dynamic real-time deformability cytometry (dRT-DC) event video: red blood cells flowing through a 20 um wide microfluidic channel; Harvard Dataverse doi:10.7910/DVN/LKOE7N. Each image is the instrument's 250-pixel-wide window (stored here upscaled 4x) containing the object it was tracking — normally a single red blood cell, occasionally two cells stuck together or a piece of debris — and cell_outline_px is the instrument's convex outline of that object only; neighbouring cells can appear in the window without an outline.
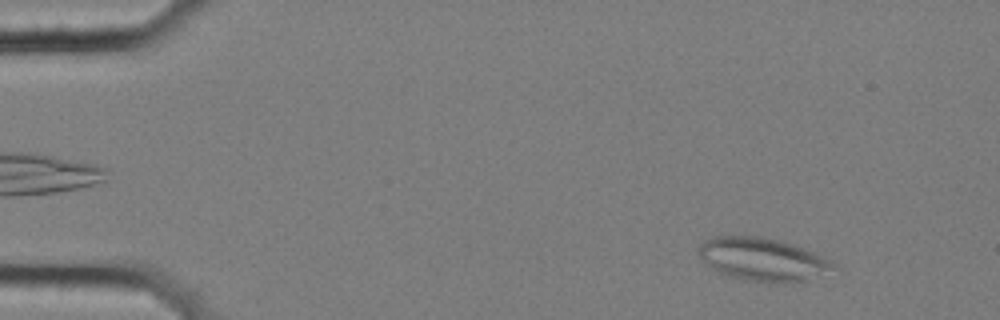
{"species": "common noctule bat (a hibernating species)", "species_latin": "Nyctalus noctula", "temperature_condition": "cold", "stored_images_in_passage": 6, "camera_frame_rate_fps": 3000, "um_per_image_px": 0.085, "animal": {"sex": "female", "body_mass_g": 25.1}, "frame": {"image": 1, "passage_image": 6, "time_ms": 1.667, "image_size_px": [1000, 320], "cell_outline_px": [[840, 272], [792, 284], [768, 284], [728, 276], [712, 268], [696, 252], [696, 248], [704, 240], [712, 236], [760, 236], [780, 240], [796, 244], [832, 260], [840, 268]], "centroid_in_image_um": [64.97, 22.07], "position_along_channel_um": 20.0, "area_um2": 35.2}}